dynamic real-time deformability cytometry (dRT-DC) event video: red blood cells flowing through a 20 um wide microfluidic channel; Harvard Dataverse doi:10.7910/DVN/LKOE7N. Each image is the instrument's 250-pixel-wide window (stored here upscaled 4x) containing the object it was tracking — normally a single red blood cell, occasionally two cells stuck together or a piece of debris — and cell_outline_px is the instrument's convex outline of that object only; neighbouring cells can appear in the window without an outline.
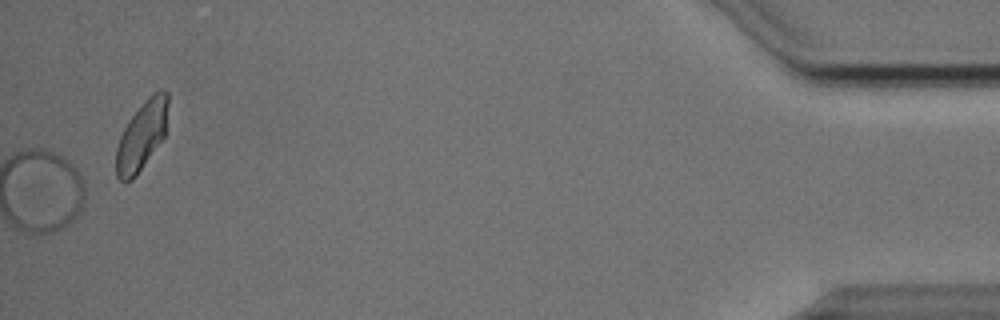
{"species": "Egyptian fruit bat (a non-hibernating species)", "species_latin": "Rousettus aegyptiacus", "temperature_condition": "cold", "stored_images_in_passage": 55, "camera_frame_rate_fps": 3000, "um_per_image_px": 0.085, "animal": {"sex": "male"}, "frame": {"image": 1, "passage_image": 55, "time_ms": 18.0, "image_size_px": [1000, 320], "cell_outline_px": [[168, 104], [164, 136], [136, 176], [132, 180], [120, 180], [116, 176], [116, 148], [120, 136], [124, 128], [132, 116], [144, 100], [152, 92], [160, 88], [168, 92]], "centroid_in_image_um": [12.05, 11.49], "position_along_channel_um": 423.2, "area_um2": 20.63}}